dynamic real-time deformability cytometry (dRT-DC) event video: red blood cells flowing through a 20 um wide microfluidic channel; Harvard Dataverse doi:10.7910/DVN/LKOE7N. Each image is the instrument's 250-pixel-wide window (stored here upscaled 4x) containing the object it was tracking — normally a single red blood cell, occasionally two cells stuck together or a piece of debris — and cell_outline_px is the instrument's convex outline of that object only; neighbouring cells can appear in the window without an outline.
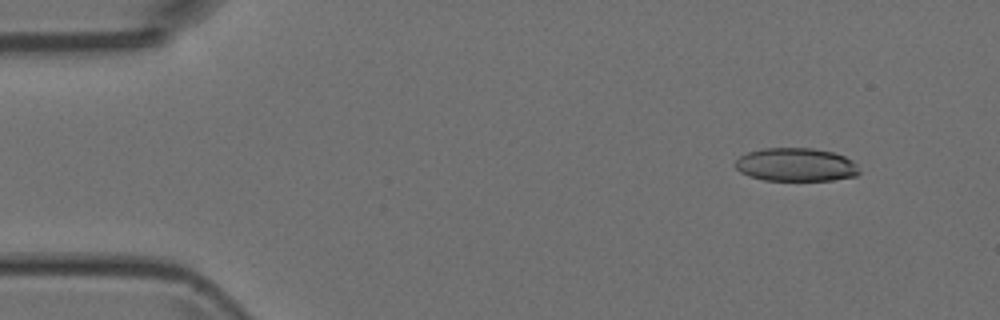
{"species": "Egyptian fruit bat (a non-hibernating species)", "species_latin": "Rousettus aegyptiacus", "temperature_condition": "room temperature", "stored_images_in_passage": 51, "camera_frame_rate_fps": 3000, "um_per_image_px": 0.085, "animal": {"sex": "female"}, "frame": {"image": 1, "passage_image": 5, "time_ms": 1.333, "image_size_px": [1000, 320], "cell_outline_px": [[860, 172], [856, 176], [832, 180], [764, 180], [748, 176], [740, 172], [736, 168], [736, 160], [740, 156], [748, 152], [760, 148], [812, 148], [832, 152], [844, 156], [852, 160], [856, 164]], "centroid_in_image_um": [67.64, 14.0], "position_along_channel_um": 17.4, "area_um2": 24.1}}
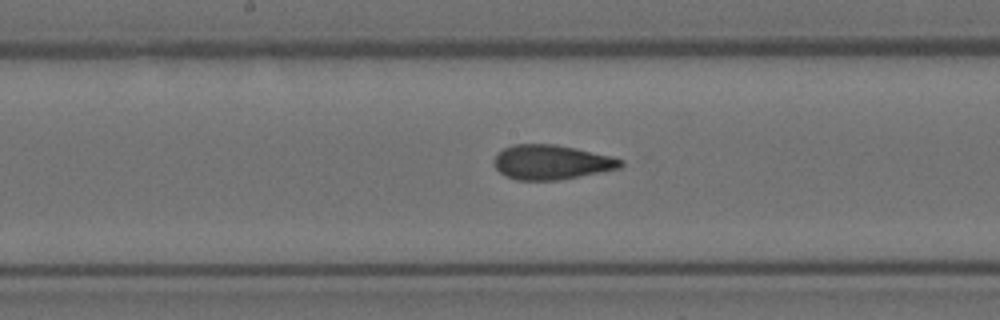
{"frame": {"image": 2, "passage_image": 26, "time_ms": 8.333, "image_size_px": [1000, 320], "cell_outline_px": [[624, 164], [620, 168], [560, 180], [516, 180], [504, 176], [492, 164], [492, 160], [504, 148], [512, 144], [556, 144], [576, 148], [612, 156], [624, 160]], "centroid_in_image_um": [46.86, 13.79], "position_along_channel_um": 201.3, "area_um2": 25.72}}
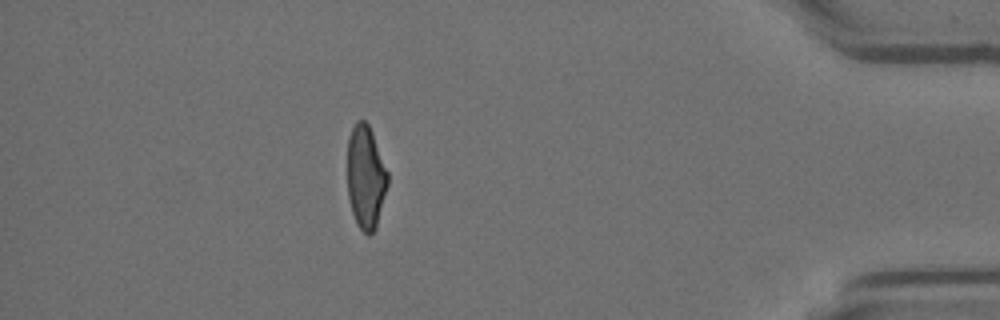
{"frame": {"image": 3, "passage_image": 45, "time_ms": 14.667, "image_size_px": [1000, 320], "cell_outline_px": [[388, 184], [376, 228], [368, 236], [356, 224], [352, 212], [348, 196], [348, 136], [356, 120], [364, 120], [368, 124], [372, 132], [388, 172]], "centroid_in_image_um": [31.08, 15.05], "position_along_channel_um": 404.1, "area_um2": 24.28}}